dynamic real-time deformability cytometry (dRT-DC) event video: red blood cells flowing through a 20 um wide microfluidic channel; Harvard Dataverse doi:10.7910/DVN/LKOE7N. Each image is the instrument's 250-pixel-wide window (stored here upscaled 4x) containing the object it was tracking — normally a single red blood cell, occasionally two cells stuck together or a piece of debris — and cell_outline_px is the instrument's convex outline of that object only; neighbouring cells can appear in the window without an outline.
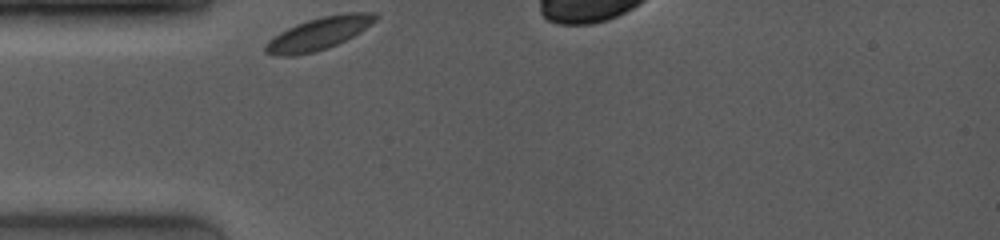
{"species": "common noctule bat (a hibernating species)", "species_latin": "Nyctalus noctula", "temperature_condition": "room temperature", "stored_images_in_passage": 1, "camera_frame_rate_fps": 4000, "um_per_image_px": 0.085, "animal": {"sex": "female", "body_mass_g": 19.0, "forearm_length_mm": 53.3}, "frame": {"image": 1, "passage_image": 1, "time_ms": 0.0, "image_size_px": [1000, 240], "cell_outline_px": [[380, 16], [376, 20], [360, 32], [328, 48], [316, 52], [292, 56], [272, 56], [264, 52], [264, 44], [268, 40], [280, 32], [296, 24], [320, 16], [344, 12], [376, 12]], "centroid_in_image_um": [27.07, 2.85], "position_along_channel_um": 57.9, "area_um2": 21.04}}